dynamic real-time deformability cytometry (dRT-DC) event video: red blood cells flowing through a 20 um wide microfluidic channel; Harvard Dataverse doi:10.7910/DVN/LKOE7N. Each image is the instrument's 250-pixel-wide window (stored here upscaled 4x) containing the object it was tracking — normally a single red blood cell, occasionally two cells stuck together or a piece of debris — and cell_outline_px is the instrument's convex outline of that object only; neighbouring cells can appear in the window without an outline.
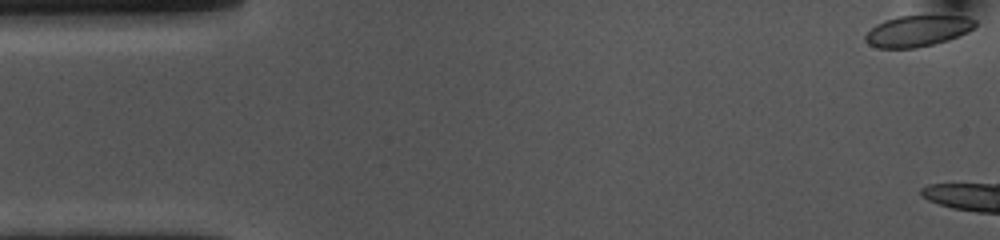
{"species": "common noctule bat (a hibernating species)", "species_latin": "Nyctalus noctula", "temperature_condition": "cold", "stored_images_in_passage": 11, "camera_frame_rate_fps": 3000, "um_per_image_px": 0.085, "animal": {"sex": "female", "body_mass_g": 10.0, "forearm_length_mm": 53.1}, "frame": {"image": 1, "passage_image": 1, "time_ms": 0.0, "image_size_px": [1000, 240], "cell_outline_px": [[976, 24], [968, 32], [948, 40], [916, 48], [876, 48], [868, 44], [864, 40], [864, 36], [876, 24], [884, 20], [900, 16], [968, 16], [976, 20]], "centroid_in_image_um": [77.98, 2.63], "position_along_channel_um": 7.0, "area_um2": 19.88}}